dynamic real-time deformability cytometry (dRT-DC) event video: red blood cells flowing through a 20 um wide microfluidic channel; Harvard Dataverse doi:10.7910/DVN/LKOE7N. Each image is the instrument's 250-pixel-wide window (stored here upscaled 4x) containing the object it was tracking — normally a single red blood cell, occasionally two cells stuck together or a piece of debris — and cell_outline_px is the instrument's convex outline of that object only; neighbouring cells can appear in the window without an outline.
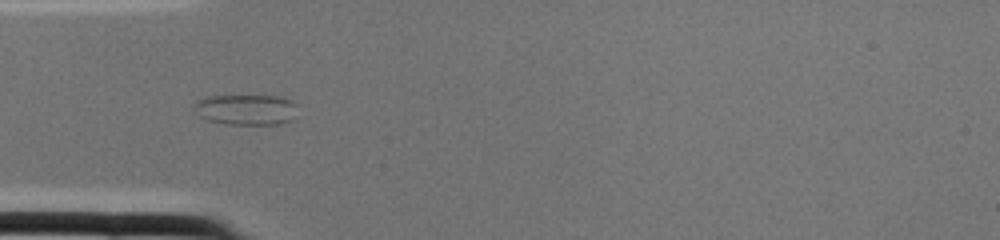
{"species": "common noctule bat (a hibernating species)", "species_latin": "Nyctalus noctula", "temperature_condition": "cold", "stored_images_in_passage": 2, "camera_frame_rate_fps": 3000, "um_per_image_px": 0.085, "animal": {"sex": "female", "body_mass_g": 22.0, "forearm_length_mm": 56.7}, "frame": {"image": 1, "passage_image": 2, "time_ms": 0.333, "image_size_px": [1000, 240], "cell_outline_px": [[300, 104], [296, 120], [280, 124], [228, 124], [208, 120], [200, 116], [192, 104], [196, 100], [204, 96], [280, 96]], "centroid_in_image_um": [21.01, 9.31], "position_along_channel_um": 64.0, "area_um2": 18.96}}